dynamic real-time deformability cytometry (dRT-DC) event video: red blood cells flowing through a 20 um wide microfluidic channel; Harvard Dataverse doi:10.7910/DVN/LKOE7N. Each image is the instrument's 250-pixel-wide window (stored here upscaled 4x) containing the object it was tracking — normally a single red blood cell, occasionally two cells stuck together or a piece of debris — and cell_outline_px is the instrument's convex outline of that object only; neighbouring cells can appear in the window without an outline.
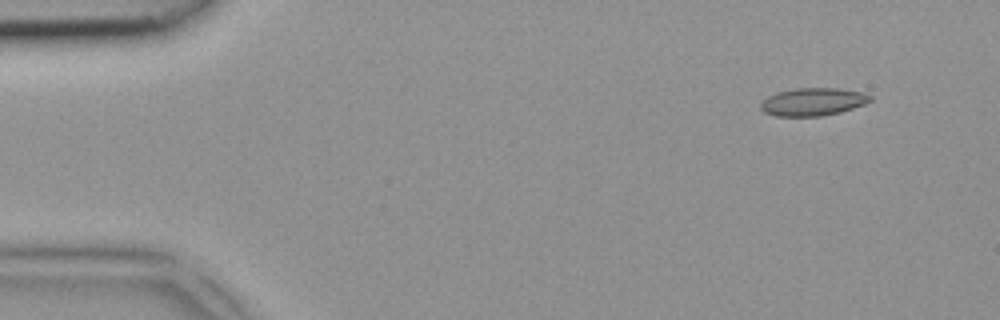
{"species": "common noctule bat (a hibernating species)", "species_latin": "Nyctalus noctula", "temperature_condition": "room temperature", "stored_images_in_passage": 4, "camera_frame_rate_fps": 3000, "um_per_image_px": 0.085, "animal": {"sex": "female", "body_mass_g": 18.4}, "frame": {"image": 1, "passage_image": 1, "time_ms": 0.0, "image_size_px": [1000, 320], "cell_outline_px": [[872, 100], [864, 104], [840, 112], [824, 116], [776, 116], [764, 112], [760, 108], [760, 104], [768, 96], [776, 92], [796, 88], [840, 88], [860, 92], [872, 96]], "centroid_in_image_um": [69.09, 8.65], "position_along_channel_um": 15.9, "area_um2": 17.74}}
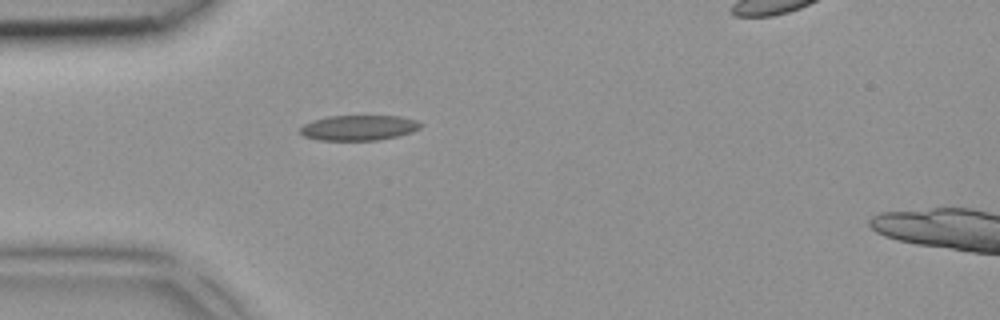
{"frame": {"image": 2, "passage_image": 3, "time_ms": 0.667, "image_size_px": [1000, 320], "cell_outline_px": [[424, 124], [420, 128], [412, 132], [380, 140], [316, 140], [304, 136], [300, 132], [300, 128], [304, 124], [312, 120], [328, 116], [400, 116], [416, 120]], "centroid_in_image_um": [30.5, 10.86], "position_along_channel_um": 54.5, "area_um2": 17.8}}